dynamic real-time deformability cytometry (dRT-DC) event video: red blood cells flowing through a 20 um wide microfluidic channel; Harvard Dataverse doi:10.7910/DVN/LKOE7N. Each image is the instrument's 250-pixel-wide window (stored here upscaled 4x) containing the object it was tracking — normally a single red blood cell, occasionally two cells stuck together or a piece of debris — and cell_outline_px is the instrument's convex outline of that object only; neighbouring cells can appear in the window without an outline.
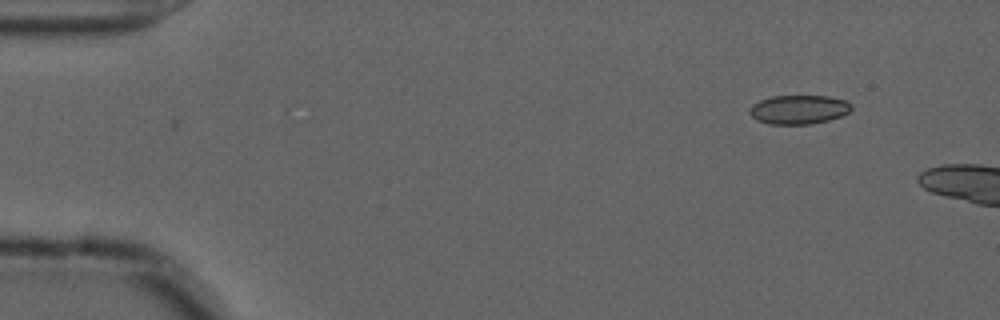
{"species": "common noctule bat (a hibernating species)", "species_latin": "Nyctalus noctula", "temperature_condition": "cold", "stored_images_in_passage": 2, "camera_frame_rate_fps": 3000, "um_per_image_px": 0.085, "animal": {"sex": "male", "forearm_length_mm": 52.5}, "frame": {"image": 1, "passage_image": 1, "time_ms": 0.0, "image_size_px": [1000, 320], "cell_outline_px": [[852, 108], [848, 112], [840, 116], [828, 120], [808, 124], [768, 124], [756, 120], [748, 112], [748, 108], [752, 104], [760, 100], [772, 96], [828, 96], [848, 100], [852, 104]], "centroid_in_image_um": [67.88, 9.3], "position_along_channel_um": 17.1, "area_um2": 17.34}}